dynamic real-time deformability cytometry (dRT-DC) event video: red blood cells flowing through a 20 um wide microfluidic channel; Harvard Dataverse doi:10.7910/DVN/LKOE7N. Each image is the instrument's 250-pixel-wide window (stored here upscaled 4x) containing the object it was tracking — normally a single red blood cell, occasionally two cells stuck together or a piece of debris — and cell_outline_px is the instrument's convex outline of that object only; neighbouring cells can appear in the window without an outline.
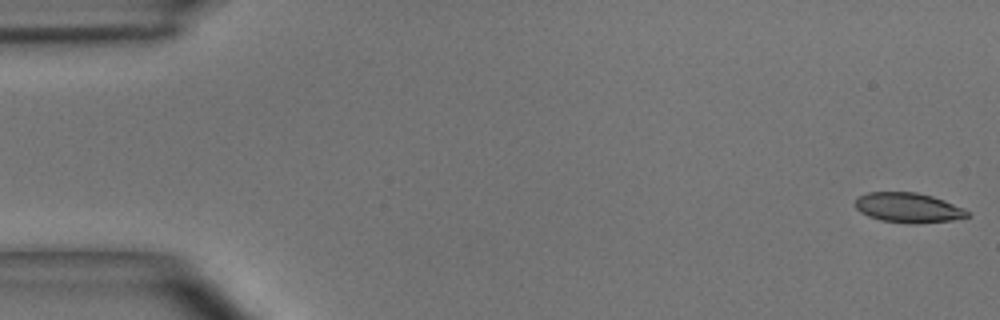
{"species": "common noctule bat (a hibernating species)", "species_latin": "Nyctalus noctula", "temperature_condition": "room temperature", "stored_images_in_passage": 49, "camera_frame_rate_fps": 3000, "um_per_image_px": 0.085, "animal": {"sex": "male", "body_mass_g": 15.6}, "frame": {"image": 1, "passage_image": 1, "time_ms": 0.0, "image_size_px": [1000, 320], "cell_outline_px": [[972, 216], [952, 220], [916, 224], [880, 220], [868, 216], [860, 212], [856, 208], [856, 200], [860, 196], [868, 192], [916, 192], [932, 196], [944, 200], [964, 208]], "centroid_in_image_um": [77.23, 17.66], "position_along_channel_um": 7.8, "area_um2": 19.48}}
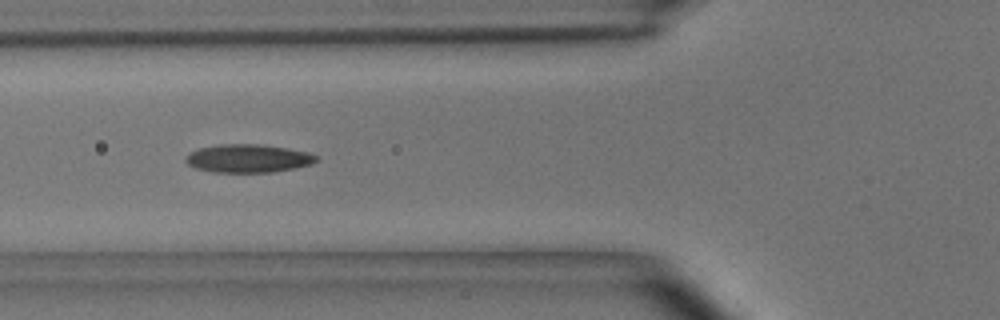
{"frame": {"image": 2, "passage_image": 18, "time_ms": 5.667, "image_size_px": [1000, 320], "cell_outline_px": [[320, 160], [312, 164], [296, 168], [272, 172], [212, 172], [196, 168], [188, 164], [184, 160], [192, 152], [200, 148], [220, 144], [260, 144], [288, 148], [308, 152], [320, 156]], "centroid_in_image_um": [21.17, 13.46], "position_along_channel_um": 104.6, "area_um2": 21.56}}
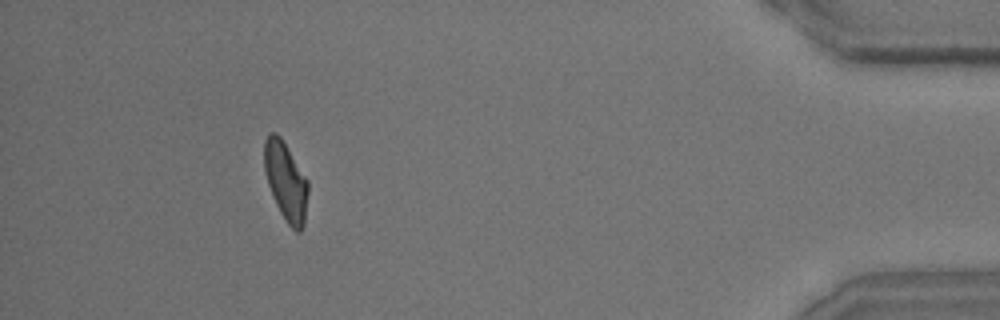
{"frame": {"image": 3, "passage_image": 45, "time_ms": 14.667, "image_size_px": [1000, 320], "cell_outline_px": [[308, 192], [304, 224], [300, 232], [296, 232], [288, 224], [280, 212], [276, 204], [268, 184], [264, 168], [264, 140], [268, 132], [276, 132], [280, 136], [308, 180]], "centroid_in_image_um": [24.29, 15.39], "position_along_channel_um": 410.9, "area_um2": 20.0}, "authors_computed_cell_mechanics": {"area_um2": 20.5768, "velocity_mm_per_s": 4.0635, "shape_relaxation_time_tau1_ms": 6.9936, "shape_relaxation_time_tau2_ms": 3.2414, "deformation_change_tau1": 0.1885, "deformation_change_tau2": 0.1105}}